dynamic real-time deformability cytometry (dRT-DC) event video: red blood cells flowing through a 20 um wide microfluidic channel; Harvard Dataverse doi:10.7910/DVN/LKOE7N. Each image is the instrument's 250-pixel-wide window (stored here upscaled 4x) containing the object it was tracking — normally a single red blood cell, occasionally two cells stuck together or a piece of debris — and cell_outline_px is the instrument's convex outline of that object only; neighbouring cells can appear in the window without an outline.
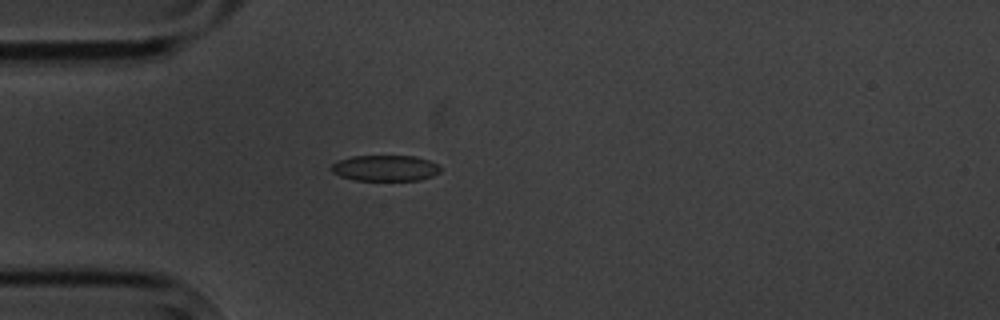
{"species": "common noctule bat (a hibernating species)", "species_latin": "Nyctalus noctula", "temperature_condition": "cold", "stored_images_in_passage": 5, "camera_frame_rate_fps": 3000, "um_per_image_px": 0.085, "animal": {"sex": "male", "body_mass_g": 20.1, "forearm_length_mm": 53.5}, "frame": {"image": 1, "passage_image": 4, "time_ms": 4.667, "image_size_px": [1000, 320], "cell_outline_px": [[440, 172], [432, 176], [420, 180], [356, 180], [340, 176], [332, 172], [332, 164], [336, 160], [352, 156], [416, 156], [428, 160], [436, 164], [440, 168]], "centroid_in_image_um": [32.73, 14.28], "position_along_channel_um": 52.3, "area_um2": 16.42}}